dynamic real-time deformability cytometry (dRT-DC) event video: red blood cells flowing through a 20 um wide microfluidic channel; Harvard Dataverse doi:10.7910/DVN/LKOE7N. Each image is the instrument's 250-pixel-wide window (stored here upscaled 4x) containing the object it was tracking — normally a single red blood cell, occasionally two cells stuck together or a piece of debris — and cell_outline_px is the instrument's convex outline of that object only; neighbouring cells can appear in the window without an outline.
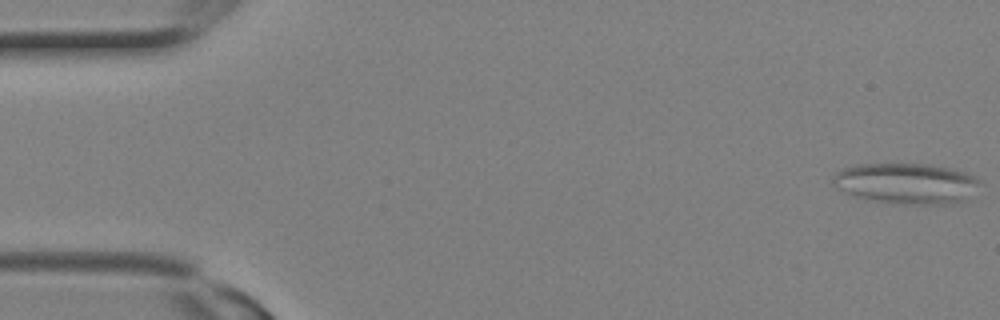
{"species": "Egyptian fruit bat (a non-hibernating species)", "species_latin": "Rousettus aegyptiacus", "temperature_condition": "room temperature", "stored_images_in_passage": 4, "camera_frame_rate_fps": 3000, "um_per_image_px": 0.085, "animal": {"sex": "female"}, "frame": {"image": 1, "passage_image": 1, "time_ms": 0.0, "image_size_px": [1000, 320], "cell_outline_px": [[984, 184], [964, 200], [948, 204], [880, 204], [864, 200], [852, 196], [836, 188], [832, 184], [832, 176], [836, 172], [844, 168], [856, 164], [928, 164], [952, 168], [976, 176]], "centroid_in_image_um": [77.01, 15.61], "position_along_channel_um": 8.0, "area_um2": 35.84}}